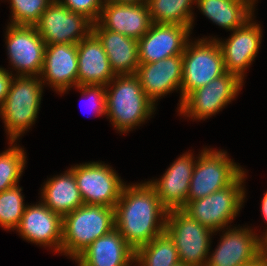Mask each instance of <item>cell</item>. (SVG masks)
<instances>
[{
	"label": "cell",
	"mask_w": 267,
	"mask_h": 266,
	"mask_svg": "<svg viewBox=\"0 0 267 266\" xmlns=\"http://www.w3.org/2000/svg\"><path fill=\"white\" fill-rule=\"evenodd\" d=\"M167 212L148 182L125 184L114 207L115 228L136 251L165 232Z\"/></svg>",
	"instance_id": "cell-1"
},
{
	"label": "cell",
	"mask_w": 267,
	"mask_h": 266,
	"mask_svg": "<svg viewBox=\"0 0 267 266\" xmlns=\"http://www.w3.org/2000/svg\"><path fill=\"white\" fill-rule=\"evenodd\" d=\"M105 88L106 116L119 132L131 131L154 114L155 104L143 91L136 74L116 75Z\"/></svg>",
	"instance_id": "cell-2"
},
{
	"label": "cell",
	"mask_w": 267,
	"mask_h": 266,
	"mask_svg": "<svg viewBox=\"0 0 267 266\" xmlns=\"http://www.w3.org/2000/svg\"><path fill=\"white\" fill-rule=\"evenodd\" d=\"M113 228L114 208L84 204L62 218L61 254L73 260Z\"/></svg>",
	"instance_id": "cell-3"
},
{
	"label": "cell",
	"mask_w": 267,
	"mask_h": 266,
	"mask_svg": "<svg viewBox=\"0 0 267 266\" xmlns=\"http://www.w3.org/2000/svg\"><path fill=\"white\" fill-rule=\"evenodd\" d=\"M43 82L40 76H18L13 78L0 116L6 127L9 142H16L35 123L41 104Z\"/></svg>",
	"instance_id": "cell-4"
},
{
	"label": "cell",
	"mask_w": 267,
	"mask_h": 266,
	"mask_svg": "<svg viewBox=\"0 0 267 266\" xmlns=\"http://www.w3.org/2000/svg\"><path fill=\"white\" fill-rule=\"evenodd\" d=\"M183 69L180 104L197 88L223 75L225 71L223 54L217 38L198 39L187 42L182 54Z\"/></svg>",
	"instance_id": "cell-5"
},
{
	"label": "cell",
	"mask_w": 267,
	"mask_h": 266,
	"mask_svg": "<svg viewBox=\"0 0 267 266\" xmlns=\"http://www.w3.org/2000/svg\"><path fill=\"white\" fill-rule=\"evenodd\" d=\"M244 171L230 186L211 193L204 198L187 201L182 210L214 233L225 229L240 212L245 201L242 183L247 175Z\"/></svg>",
	"instance_id": "cell-6"
},
{
	"label": "cell",
	"mask_w": 267,
	"mask_h": 266,
	"mask_svg": "<svg viewBox=\"0 0 267 266\" xmlns=\"http://www.w3.org/2000/svg\"><path fill=\"white\" fill-rule=\"evenodd\" d=\"M165 232L173 240L179 261L185 266H205L209 256L212 230L191 218L182 209L169 210Z\"/></svg>",
	"instance_id": "cell-7"
},
{
	"label": "cell",
	"mask_w": 267,
	"mask_h": 266,
	"mask_svg": "<svg viewBox=\"0 0 267 266\" xmlns=\"http://www.w3.org/2000/svg\"><path fill=\"white\" fill-rule=\"evenodd\" d=\"M224 150L204 149L197 157L187 201L204 198L230 186L243 172V168L227 157Z\"/></svg>",
	"instance_id": "cell-8"
},
{
	"label": "cell",
	"mask_w": 267,
	"mask_h": 266,
	"mask_svg": "<svg viewBox=\"0 0 267 266\" xmlns=\"http://www.w3.org/2000/svg\"><path fill=\"white\" fill-rule=\"evenodd\" d=\"M243 83L238 76L226 71L207 85L192 91L182 101L178 112L191 119H207L235 99Z\"/></svg>",
	"instance_id": "cell-9"
},
{
	"label": "cell",
	"mask_w": 267,
	"mask_h": 266,
	"mask_svg": "<svg viewBox=\"0 0 267 266\" xmlns=\"http://www.w3.org/2000/svg\"><path fill=\"white\" fill-rule=\"evenodd\" d=\"M84 204L114 208L126 183L118 174L101 162H88L70 168Z\"/></svg>",
	"instance_id": "cell-10"
},
{
	"label": "cell",
	"mask_w": 267,
	"mask_h": 266,
	"mask_svg": "<svg viewBox=\"0 0 267 266\" xmlns=\"http://www.w3.org/2000/svg\"><path fill=\"white\" fill-rule=\"evenodd\" d=\"M92 22L53 0L35 24L38 34L49 44H77L92 32Z\"/></svg>",
	"instance_id": "cell-11"
},
{
	"label": "cell",
	"mask_w": 267,
	"mask_h": 266,
	"mask_svg": "<svg viewBox=\"0 0 267 266\" xmlns=\"http://www.w3.org/2000/svg\"><path fill=\"white\" fill-rule=\"evenodd\" d=\"M6 45L9 62L18 76H40L46 44L35 25L8 24Z\"/></svg>",
	"instance_id": "cell-12"
},
{
	"label": "cell",
	"mask_w": 267,
	"mask_h": 266,
	"mask_svg": "<svg viewBox=\"0 0 267 266\" xmlns=\"http://www.w3.org/2000/svg\"><path fill=\"white\" fill-rule=\"evenodd\" d=\"M248 19L233 30L227 40H217L223 54L225 71L235 74L244 81L245 70L255 60L262 40L260 24Z\"/></svg>",
	"instance_id": "cell-13"
},
{
	"label": "cell",
	"mask_w": 267,
	"mask_h": 266,
	"mask_svg": "<svg viewBox=\"0 0 267 266\" xmlns=\"http://www.w3.org/2000/svg\"><path fill=\"white\" fill-rule=\"evenodd\" d=\"M226 228L205 266H248L260 260L259 237L250 228Z\"/></svg>",
	"instance_id": "cell-14"
},
{
	"label": "cell",
	"mask_w": 267,
	"mask_h": 266,
	"mask_svg": "<svg viewBox=\"0 0 267 266\" xmlns=\"http://www.w3.org/2000/svg\"><path fill=\"white\" fill-rule=\"evenodd\" d=\"M191 29L176 24L152 23L148 32L138 40L139 63H153L182 55L191 39Z\"/></svg>",
	"instance_id": "cell-15"
},
{
	"label": "cell",
	"mask_w": 267,
	"mask_h": 266,
	"mask_svg": "<svg viewBox=\"0 0 267 266\" xmlns=\"http://www.w3.org/2000/svg\"><path fill=\"white\" fill-rule=\"evenodd\" d=\"M16 229L25 240L39 246L52 247L55 252L61 253L62 217L42 201L36 205H26Z\"/></svg>",
	"instance_id": "cell-16"
},
{
	"label": "cell",
	"mask_w": 267,
	"mask_h": 266,
	"mask_svg": "<svg viewBox=\"0 0 267 266\" xmlns=\"http://www.w3.org/2000/svg\"><path fill=\"white\" fill-rule=\"evenodd\" d=\"M77 75V44L46 45L40 74L43 85H51L58 94L65 93L71 87H77Z\"/></svg>",
	"instance_id": "cell-17"
},
{
	"label": "cell",
	"mask_w": 267,
	"mask_h": 266,
	"mask_svg": "<svg viewBox=\"0 0 267 266\" xmlns=\"http://www.w3.org/2000/svg\"><path fill=\"white\" fill-rule=\"evenodd\" d=\"M192 153L181 155L165 171L161 179L147 181L156 191L162 205L169 211L187 204L190 181L196 160Z\"/></svg>",
	"instance_id": "cell-18"
},
{
	"label": "cell",
	"mask_w": 267,
	"mask_h": 266,
	"mask_svg": "<svg viewBox=\"0 0 267 266\" xmlns=\"http://www.w3.org/2000/svg\"><path fill=\"white\" fill-rule=\"evenodd\" d=\"M97 22L105 29L139 40L150 29L148 4H115L104 0Z\"/></svg>",
	"instance_id": "cell-19"
},
{
	"label": "cell",
	"mask_w": 267,
	"mask_h": 266,
	"mask_svg": "<svg viewBox=\"0 0 267 266\" xmlns=\"http://www.w3.org/2000/svg\"><path fill=\"white\" fill-rule=\"evenodd\" d=\"M183 60L175 55L153 63H140L136 72L142 89L154 103L160 97L174 91H181Z\"/></svg>",
	"instance_id": "cell-20"
},
{
	"label": "cell",
	"mask_w": 267,
	"mask_h": 266,
	"mask_svg": "<svg viewBox=\"0 0 267 266\" xmlns=\"http://www.w3.org/2000/svg\"><path fill=\"white\" fill-rule=\"evenodd\" d=\"M77 86H106L116 76L99 39L91 32L77 43Z\"/></svg>",
	"instance_id": "cell-21"
},
{
	"label": "cell",
	"mask_w": 267,
	"mask_h": 266,
	"mask_svg": "<svg viewBox=\"0 0 267 266\" xmlns=\"http://www.w3.org/2000/svg\"><path fill=\"white\" fill-rule=\"evenodd\" d=\"M77 259L84 266H130L135 263V250L113 228L92 242Z\"/></svg>",
	"instance_id": "cell-22"
},
{
	"label": "cell",
	"mask_w": 267,
	"mask_h": 266,
	"mask_svg": "<svg viewBox=\"0 0 267 266\" xmlns=\"http://www.w3.org/2000/svg\"><path fill=\"white\" fill-rule=\"evenodd\" d=\"M92 33L99 39L115 75L136 74L139 66L138 40L92 24Z\"/></svg>",
	"instance_id": "cell-23"
},
{
	"label": "cell",
	"mask_w": 267,
	"mask_h": 266,
	"mask_svg": "<svg viewBox=\"0 0 267 266\" xmlns=\"http://www.w3.org/2000/svg\"><path fill=\"white\" fill-rule=\"evenodd\" d=\"M42 202L62 218L84 205L73 171L49 178L41 190Z\"/></svg>",
	"instance_id": "cell-24"
},
{
	"label": "cell",
	"mask_w": 267,
	"mask_h": 266,
	"mask_svg": "<svg viewBox=\"0 0 267 266\" xmlns=\"http://www.w3.org/2000/svg\"><path fill=\"white\" fill-rule=\"evenodd\" d=\"M199 10L225 30H235L253 17L251 0H196Z\"/></svg>",
	"instance_id": "cell-25"
},
{
	"label": "cell",
	"mask_w": 267,
	"mask_h": 266,
	"mask_svg": "<svg viewBox=\"0 0 267 266\" xmlns=\"http://www.w3.org/2000/svg\"><path fill=\"white\" fill-rule=\"evenodd\" d=\"M179 262L178 251L166 232L135 251V266H174Z\"/></svg>",
	"instance_id": "cell-26"
},
{
	"label": "cell",
	"mask_w": 267,
	"mask_h": 266,
	"mask_svg": "<svg viewBox=\"0 0 267 266\" xmlns=\"http://www.w3.org/2000/svg\"><path fill=\"white\" fill-rule=\"evenodd\" d=\"M196 0H149L148 6L152 23L176 24L193 29L192 4Z\"/></svg>",
	"instance_id": "cell-27"
},
{
	"label": "cell",
	"mask_w": 267,
	"mask_h": 266,
	"mask_svg": "<svg viewBox=\"0 0 267 266\" xmlns=\"http://www.w3.org/2000/svg\"><path fill=\"white\" fill-rule=\"evenodd\" d=\"M9 142V149L0 153V193L19 185V179L23 173L26 157L24 150Z\"/></svg>",
	"instance_id": "cell-28"
},
{
	"label": "cell",
	"mask_w": 267,
	"mask_h": 266,
	"mask_svg": "<svg viewBox=\"0 0 267 266\" xmlns=\"http://www.w3.org/2000/svg\"><path fill=\"white\" fill-rule=\"evenodd\" d=\"M22 188L14 186L0 193V226L5 230H16L26 205Z\"/></svg>",
	"instance_id": "cell-29"
},
{
	"label": "cell",
	"mask_w": 267,
	"mask_h": 266,
	"mask_svg": "<svg viewBox=\"0 0 267 266\" xmlns=\"http://www.w3.org/2000/svg\"><path fill=\"white\" fill-rule=\"evenodd\" d=\"M53 0H10L11 20L9 24L35 25L41 14Z\"/></svg>",
	"instance_id": "cell-30"
},
{
	"label": "cell",
	"mask_w": 267,
	"mask_h": 266,
	"mask_svg": "<svg viewBox=\"0 0 267 266\" xmlns=\"http://www.w3.org/2000/svg\"><path fill=\"white\" fill-rule=\"evenodd\" d=\"M70 11L79 13L88 18L92 23L99 19L104 0H57Z\"/></svg>",
	"instance_id": "cell-31"
},
{
	"label": "cell",
	"mask_w": 267,
	"mask_h": 266,
	"mask_svg": "<svg viewBox=\"0 0 267 266\" xmlns=\"http://www.w3.org/2000/svg\"><path fill=\"white\" fill-rule=\"evenodd\" d=\"M82 92L84 98L88 99L87 101L90 104L92 109L96 112L97 116L106 115V88L103 85H82L77 86ZM90 99V100H89Z\"/></svg>",
	"instance_id": "cell-32"
},
{
	"label": "cell",
	"mask_w": 267,
	"mask_h": 266,
	"mask_svg": "<svg viewBox=\"0 0 267 266\" xmlns=\"http://www.w3.org/2000/svg\"><path fill=\"white\" fill-rule=\"evenodd\" d=\"M8 71L9 70L0 67V107L5 101L11 82L14 78V76H12V72L10 71L9 73Z\"/></svg>",
	"instance_id": "cell-33"
},
{
	"label": "cell",
	"mask_w": 267,
	"mask_h": 266,
	"mask_svg": "<svg viewBox=\"0 0 267 266\" xmlns=\"http://www.w3.org/2000/svg\"><path fill=\"white\" fill-rule=\"evenodd\" d=\"M262 236H259L260 261L267 266V233Z\"/></svg>",
	"instance_id": "cell-34"
},
{
	"label": "cell",
	"mask_w": 267,
	"mask_h": 266,
	"mask_svg": "<svg viewBox=\"0 0 267 266\" xmlns=\"http://www.w3.org/2000/svg\"><path fill=\"white\" fill-rule=\"evenodd\" d=\"M115 4H148L149 0H110Z\"/></svg>",
	"instance_id": "cell-35"
},
{
	"label": "cell",
	"mask_w": 267,
	"mask_h": 266,
	"mask_svg": "<svg viewBox=\"0 0 267 266\" xmlns=\"http://www.w3.org/2000/svg\"><path fill=\"white\" fill-rule=\"evenodd\" d=\"M261 212L264 217V220L267 222V191L265 192L264 197L261 201ZM265 233H267V229Z\"/></svg>",
	"instance_id": "cell-36"
},
{
	"label": "cell",
	"mask_w": 267,
	"mask_h": 266,
	"mask_svg": "<svg viewBox=\"0 0 267 266\" xmlns=\"http://www.w3.org/2000/svg\"><path fill=\"white\" fill-rule=\"evenodd\" d=\"M248 266H265V265L259 260L256 263L248 265Z\"/></svg>",
	"instance_id": "cell-37"
},
{
	"label": "cell",
	"mask_w": 267,
	"mask_h": 266,
	"mask_svg": "<svg viewBox=\"0 0 267 266\" xmlns=\"http://www.w3.org/2000/svg\"><path fill=\"white\" fill-rule=\"evenodd\" d=\"M76 263H78V266H84L77 258L74 259Z\"/></svg>",
	"instance_id": "cell-38"
},
{
	"label": "cell",
	"mask_w": 267,
	"mask_h": 266,
	"mask_svg": "<svg viewBox=\"0 0 267 266\" xmlns=\"http://www.w3.org/2000/svg\"><path fill=\"white\" fill-rule=\"evenodd\" d=\"M174 266H185L183 263H181V262H179V263H177L176 265H174Z\"/></svg>",
	"instance_id": "cell-39"
}]
</instances>
